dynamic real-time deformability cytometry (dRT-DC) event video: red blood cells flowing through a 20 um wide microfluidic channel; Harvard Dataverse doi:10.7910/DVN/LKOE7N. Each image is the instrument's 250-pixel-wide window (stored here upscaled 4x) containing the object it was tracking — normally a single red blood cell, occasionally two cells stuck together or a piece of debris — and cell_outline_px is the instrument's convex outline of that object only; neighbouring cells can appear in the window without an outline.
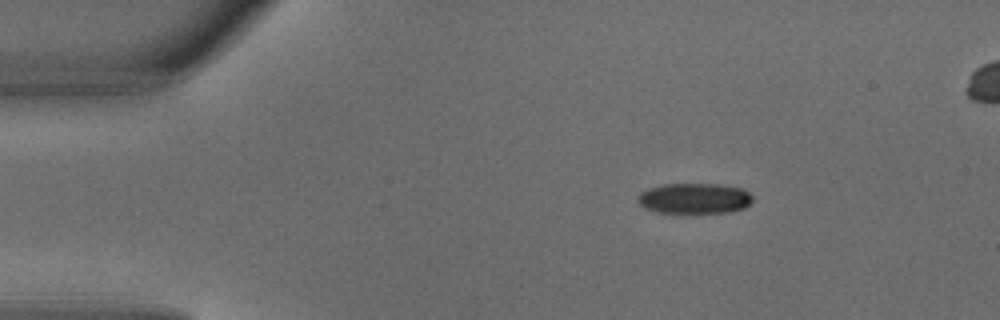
{"species": "common noctule bat (a hibernating species)", "species_latin": "Nyctalus noctula", "temperature_condition": "warm", "stored_images_in_passage": 6, "camera_frame_rate_fps": 3000, "um_per_image_px": 0.085, "animal": {"sex": "male", "body_mass_g": 18.8}, "frame": {"image": 1, "passage_image": 2, "time_ms": 0.333, "image_size_px": [1000, 320], "cell_outline_px": [[752, 200], [744, 208], [728, 212], [660, 212], [644, 208], [636, 200], [640, 192], [648, 188], [664, 184], [720, 184], [740, 188], [748, 192], [752, 196]], "centroid_in_image_um": [59.0, 16.85], "position_along_channel_um": 26.0, "area_um2": 20.23}}
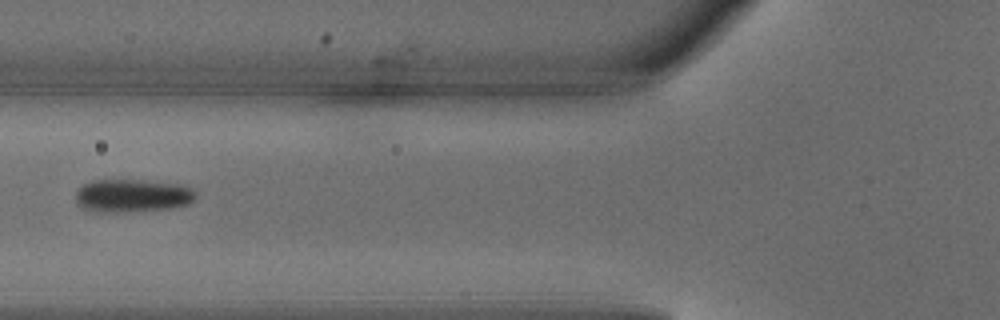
{"frame": {"image": 2, "passage_image": 5, "time_ms": 1.333, "image_size_px": [1000, 320], "cell_outline_px": [[196, 196], [188, 204], [176, 208], [116, 212], [88, 212], [76, 200], [76, 192], [84, 184], [92, 180], [140, 180], [180, 184], [192, 188], [196, 192]], "centroid_in_image_um": [11.26, 16.63], "position_along_channel_um": 114.5, "area_um2": 23.18}}
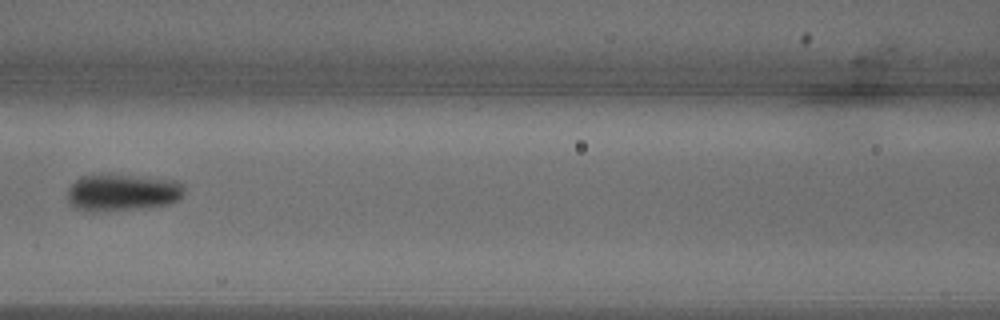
{"frame": {"image": 3, "passage_image": 6, "time_ms": 1.667, "image_size_px": [1000, 320], "cell_outline_px": [[184, 192], [180, 200], [168, 204], [136, 208], [92, 212], [84, 212], [68, 204], [68, 188], [76, 180], [84, 176], [128, 176], [176, 180], [184, 188]], "centroid_in_image_um": [10.37, 16.39], "position_along_channel_um": 156.2, "area_um2": 24.62}}